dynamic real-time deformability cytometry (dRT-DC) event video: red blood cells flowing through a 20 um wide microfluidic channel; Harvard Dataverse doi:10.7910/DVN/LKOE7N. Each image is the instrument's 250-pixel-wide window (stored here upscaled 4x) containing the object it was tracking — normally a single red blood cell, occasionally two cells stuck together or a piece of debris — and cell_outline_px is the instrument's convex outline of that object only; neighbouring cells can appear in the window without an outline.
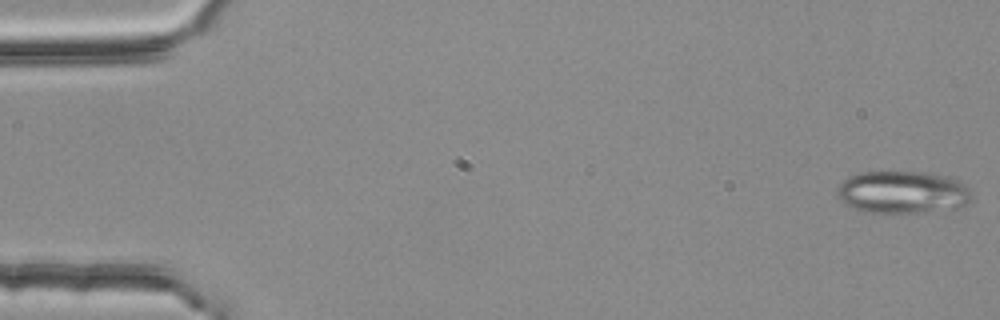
{"species": "common noctule bat (a hibernating species)", "species_latin": "Nyctalus noctula", "temperature_condition": "room temperature", "stored_images_in_passage": 4, "camera_frame_rate_fps": 3000, "um_per_image_px": 0.085, "animal": {"sex": "female", "body_mass_g": 25.1}, "frame": {"image": 1, "passage_image": 1, "time_ms": 0.0, "image_size_px": [1000, 320], "cell_outline_px": [[972, 200], [968, 204], [956, 208], [924, 212], [884, 216], [864, 212], [852, 208], [844, 204], [836, 196], [836, 188], [848, 176], [856, 172], [920, 172], [940, 176], [964, 184], [972, 192]], "centroid_in_image_um": [76.63, 16.4], "position_along_channel_um": 8.4, "area_um2": 34.1}}